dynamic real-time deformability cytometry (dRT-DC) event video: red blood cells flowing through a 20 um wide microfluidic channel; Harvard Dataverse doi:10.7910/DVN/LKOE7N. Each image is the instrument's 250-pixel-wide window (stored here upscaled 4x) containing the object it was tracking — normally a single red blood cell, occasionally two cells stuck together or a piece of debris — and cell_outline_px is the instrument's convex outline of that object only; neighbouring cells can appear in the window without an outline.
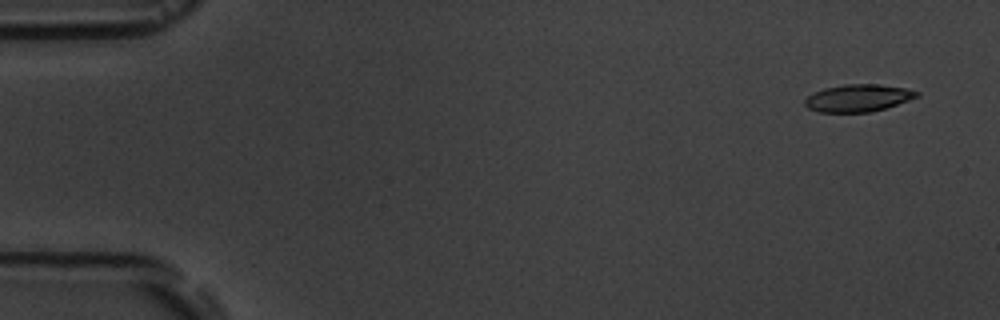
{"species": "common noctule bat (a hibernating species)", "species_latin": "Nyctalus noctula", "temperature_condition": "room temperature", "stored_images_in_passage": 5, "camera_frame_rate_fps": 3000, "um_per_image_px": 0.085, "animal": {"sex": "male", "body_mass_g": 19.5, "forearm_length_mm": 54.6}, "frame": {"image": 1, "passage_image": 1, "time_ms": 0.0, "image_size_px": [1000, 320], "cell_outline_px": [[920, 96], [884, 108], [868, 112], [820, 112], [808, 108], [804, 104], [804, 100], [812, 92], [824, 88], [844, 84], [880, 84], [904, 88], [920, 92]], "centroid_in_image_um": [72.91, 8.32], "position_along_channel_um": 12.1, "area_um2": 17.74}}
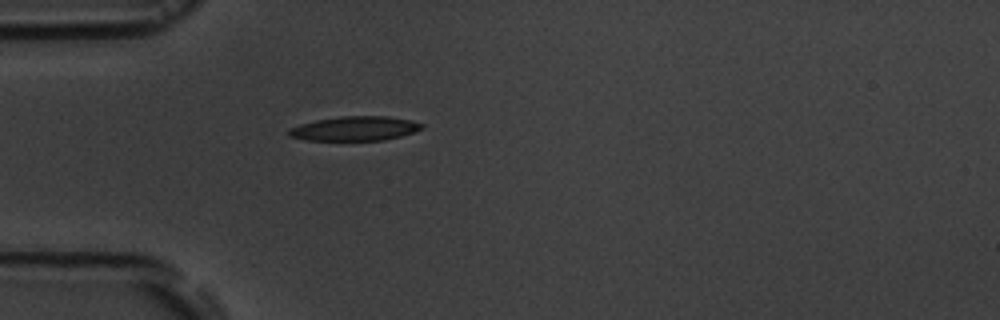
{"frame": {"image": 2, "passage_image": 5, "time_ms": 4.333, "image_size_px": [1000, 320], "cell_outline_px": [[424, 128], [400, 136], [384, 140], [308, 140], [288, 136], [288, 128], [300, 124], [316, 120], [340, 116], [388, 116], [412, 120], [424, 124]], "centroid_in_image_um": [30.16, 10.92], "position_along_channel_um": 54.8, "area_um2": 18.9}}